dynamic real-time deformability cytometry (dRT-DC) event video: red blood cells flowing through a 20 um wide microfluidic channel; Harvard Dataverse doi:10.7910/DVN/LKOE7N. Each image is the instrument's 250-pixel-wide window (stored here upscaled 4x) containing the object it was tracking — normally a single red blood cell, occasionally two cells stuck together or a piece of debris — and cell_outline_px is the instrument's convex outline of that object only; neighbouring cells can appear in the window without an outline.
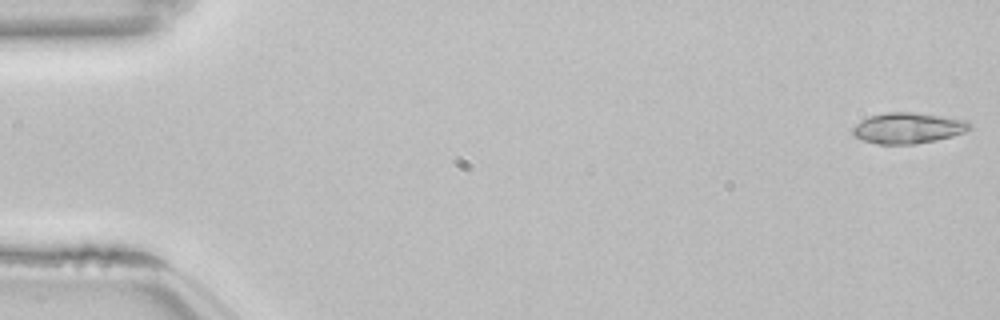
{"species": "common noctule bat (a hibernating species)", "species_latin": "Nyctalus noctula", "temperature_condition": "room temperature", "stored_images_in_passage": 15, "camera_frame_rate_fps": 3000, "um_per_image_px": 0.085, "animal": {"sex": "female", "body_mass_g": 22.7, "forearm_length_mm": 54.2}, "frame": {"image": 1, "passage_image": 1, "time_ms": 0.0, "image_size_px": [1000, 320], "cell_outline_px": [[972, 128], [964, 132], [952, 136], [936, 140], [916, 144], [876, 144], [864, 140], [856, 136], [852, 132], [852, 128], [860, 120], [868, 116], [888, 112], [916, 112], [968, 120], [972, 124]], "centroid_in_image_um": [77.2, 10.87], "position_along_channel_um": 7.8, "area_um2": 21.15}}
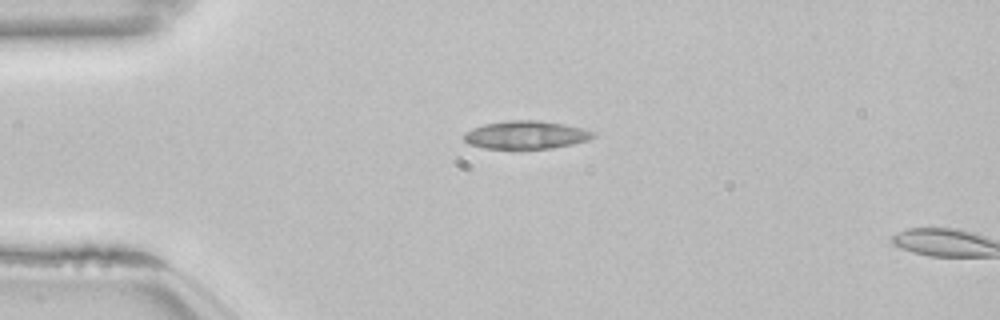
{"frame": {"image": 2, "passage_image": 13, "time_ms": 4.0, "image_size_px": [1000, 320], "cell_outline_px": [[596, 136], [588, 140], [572, 144], [552, 148], [512, 152], [484, 148], [468, 144], [464, 140], [464, 132], [472, 128], [484, 124], [508, 120], [540, 120], [564, 124], [584, 128], [596, 132]], "centroid_in_image_um": [44.69, 11.51], "position_along_channel_um": 40.3, "area_um2": 22.2}}